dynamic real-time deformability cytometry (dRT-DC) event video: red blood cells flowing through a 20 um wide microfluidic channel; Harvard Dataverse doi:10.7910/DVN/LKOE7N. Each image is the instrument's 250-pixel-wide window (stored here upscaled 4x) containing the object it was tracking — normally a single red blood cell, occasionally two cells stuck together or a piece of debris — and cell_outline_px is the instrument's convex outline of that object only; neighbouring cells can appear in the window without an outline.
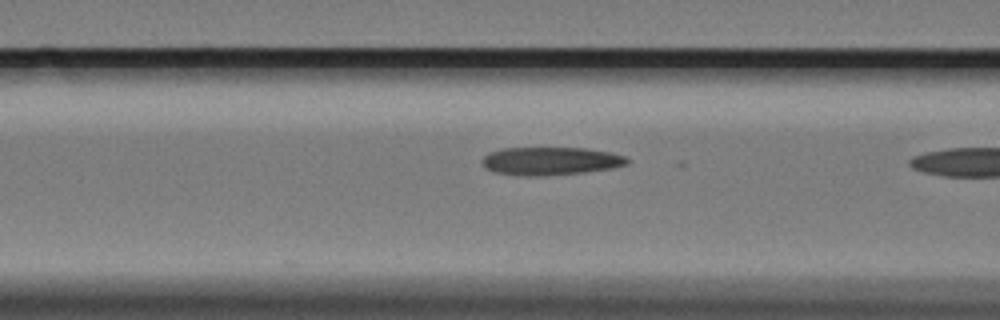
{"species": "Egyptian fruit bat (a non-hibernating species)", "species_latin": "Rousettus aegyptiacus", "temperature_condition": "cold", "stored_images_in_passage": 22, "camera_frame_rate_fps": 3000, "um_per_image_px": 0.085, "animal": {"sex": "female"}, "frame": {"image": 1, "passage_image": 21, "time_ms": 6.667, "image_size_px": [1000, 320], "cell_outline_px": [[628, 164], [612, 168], [584, 172], [544, 176], [520, 176], [496, 172], [488, 168], [480, 160], [488, 152], [504, 148], [584, 148], [612, 152], [624, 156], [628, 160]], "centroid_in_image_um": [46.8, 13.69], "position_along_channel_um": 119.8, "area_um2": 23.7}}